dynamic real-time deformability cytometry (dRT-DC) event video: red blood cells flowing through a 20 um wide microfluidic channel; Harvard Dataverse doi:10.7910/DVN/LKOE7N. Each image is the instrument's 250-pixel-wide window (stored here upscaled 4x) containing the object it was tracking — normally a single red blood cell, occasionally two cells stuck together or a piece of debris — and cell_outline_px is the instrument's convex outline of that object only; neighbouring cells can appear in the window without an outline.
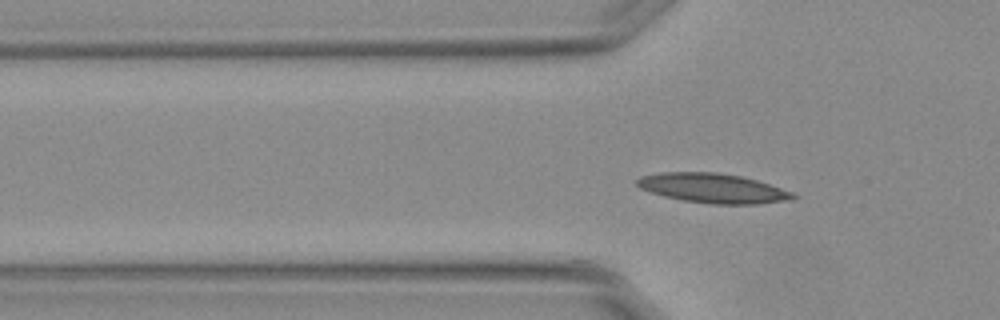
{"species": "Egyptian fruit bat (a non-hibernating species)", "species_latin": "Rousettus aegyptiacus", "temperature_condition": "warm", "stored_images_in_passage": 11, "camera_frame_rate_fps": 3000, "um_per_image_px": 0.085, "animal": {"sex": "female"}, "frame": {"image": 1, "passage_image": 11, "time_ms": 3.333, "image_size_px": [1000, 320], "cell_outline_px": [[796, 196], [792, 200], [756, 204], [712, 204], [684, 200], [664, 196], [640, 188], [636, 184], [636, 180], [640, 176], [660, 172], [716, 172], [740, 176], [756, 180], [792, 192]], "centroid_in_image_um": [60.58, 15.99], "position_along_channel_um": 65.2, "area_um2": 26.65}}